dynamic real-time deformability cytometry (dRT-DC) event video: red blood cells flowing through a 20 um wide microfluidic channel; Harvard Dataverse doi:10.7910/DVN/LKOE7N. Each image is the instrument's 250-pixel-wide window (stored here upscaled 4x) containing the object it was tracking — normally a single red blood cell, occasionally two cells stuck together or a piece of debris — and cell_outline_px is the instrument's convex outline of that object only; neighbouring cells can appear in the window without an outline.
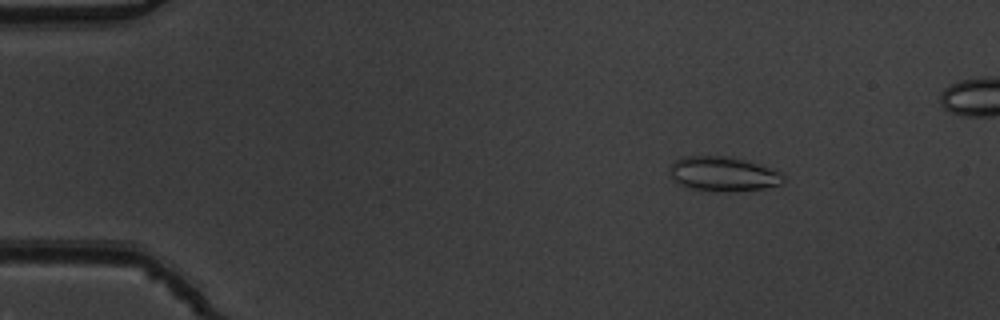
{"species": "common noctule bat (a hibernating species)", "species_latin": "Nyctalus noctula", "temperature_condition": "warm", "stored_images_in_passage": 52, "camera_frame_rate_fps": 3000, "um_per_image_px": 0.085, "animal": {"sex": "male", "body_mass_g": 19.5, "forearm_length_mm": 54.6}, "frame": {"image": 1, "passage_image": 8, "time_ms": 2.333, "image_size_px": [1000, 320], "cell_outline_px": [[784, 184], [764, 188], [736, 192], [716, 192], [692, 188], [680, 184], [672, 180], [672, 164], [676, 160], [684, 156], [724, 156], [748, 160], [780, 172], [784, 176]], "centroid_in_image_um": [61.52, 14.8], "position_along_channel_um": 23.5, "area_um2": 22.95}}
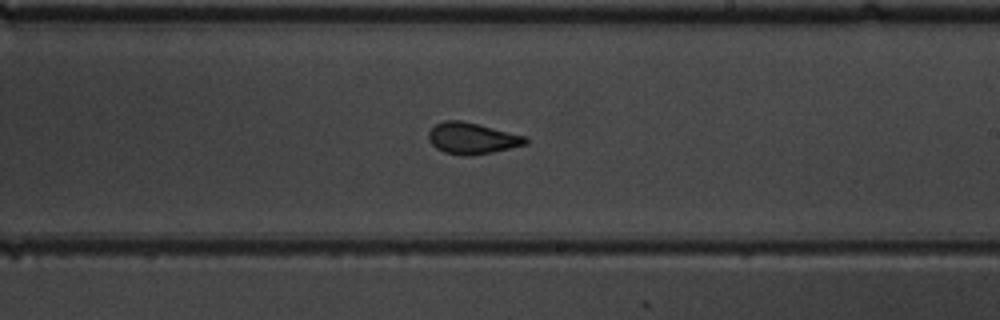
{"frame": {"image": 2, "passage_image": 32, "time_ms": 10.333, "image_size_px": [1000, 320], "cell_outline_px": [[528, 144], [492, 152], [468, 156], [464, 156], [444, 152], [436, 148], [428, 140], [428, 132], [436, 124], [444, 120], [460, 120], [528, 136]], "centroid_in_image_um": [40.14, 11.76], "position_along_channel_um": 248.9, "area_um2": 17.74}}
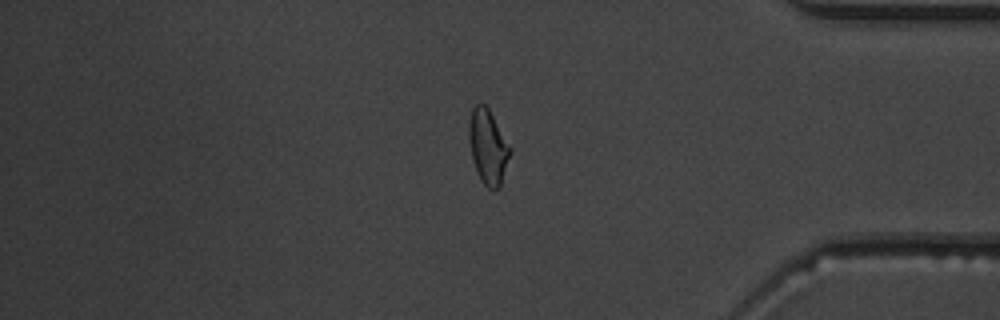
{"frame": {"image": 3, "passage_image": 45, "time_ms": 14.667, "image_size_px": [1000, 320], "cell_outline_px": [[512, 152], [500, 188], [492, 192], [480, 180], [472, 156], [468, 136], [468, 124], [472, 108], [476, 104], [484, 104], [488, 108], [512, 148]], "centroid_in_image_um": [41.5, 12.51], "position_along_channel_um": 393.7, "area_um2": 18.09}, "authors_computed_cell_mechanics": {"area_um2": 18.1203, "velocity_mm_per_s": 3.8631, "shape_relaxation_time_tau1_ms": 6.0956, "shape_relaxation_time_tau2_ms": 0.9893, "deformation_change_tau1": 0.1318, "deformation_change_tau2": 0.0633}}